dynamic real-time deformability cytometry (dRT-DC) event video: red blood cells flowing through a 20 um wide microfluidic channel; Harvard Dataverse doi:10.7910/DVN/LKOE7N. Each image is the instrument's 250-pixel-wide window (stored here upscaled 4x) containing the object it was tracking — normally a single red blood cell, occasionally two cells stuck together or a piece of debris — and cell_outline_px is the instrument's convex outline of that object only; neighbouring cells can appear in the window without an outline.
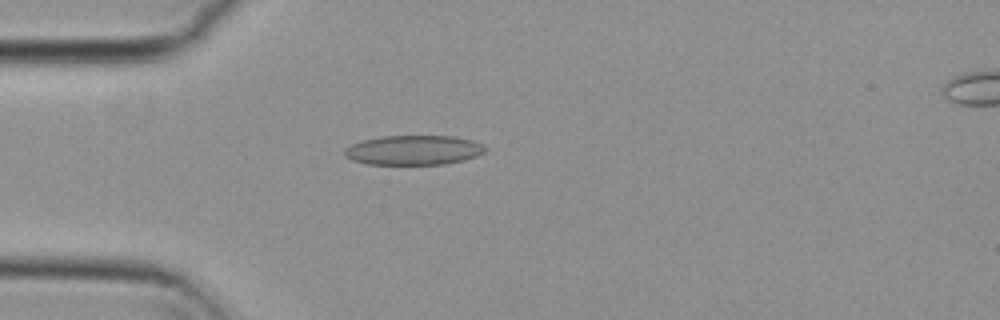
{"species": "common noctule bat (a hibernating species)", "species_latin": "Nyctalus noctula", "temperature_condition": "cold", "stored_images_in_passage": 47, "camera_frame_rate_fps": 3000, "um_per_image_px": 0.085, "animal": {"sex": "female", "body_mass_g": 29.2, "forearm_length_mm": 56.3}, "frame": {"image": 1, "passage_image": 15, "time_ms": 4.667, "image_size_px": [1000, 320], "cell_outline_px": [[488, 148], [484, 152], [476, 156], [444, 164], [368, 164], [352, 160], [344, 156], [344, 148], [352, 144], [364, 140], [380, 136], [452, 136], [472, 140]], "centroid_in_image_um": [35.12, 12.75], "position_along_channel_um": 49.9, "area_um2": 24.1}}
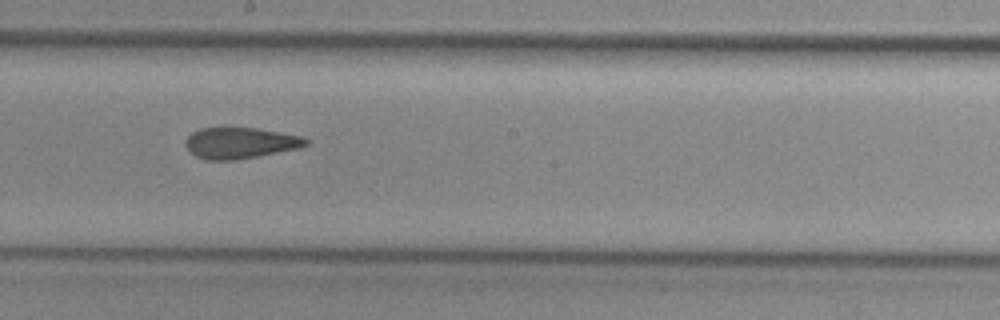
{"frame": {"image": 2, "passage_image": 30, "time_ms": 9.667, "image_size_px": [1000, 320], "cell_outline_px": [[308, 144], [300, 148], [236, 160], [208, 160], [196, 156], [184, 144], [184, 140], [192, 132], [200, 128], [256, 128], [304, 136], [308, 140]], "centroid_in_image_um": [20.43, 12.15], "position_along_channel_um": 227.8, "area_um2": 21.79}}
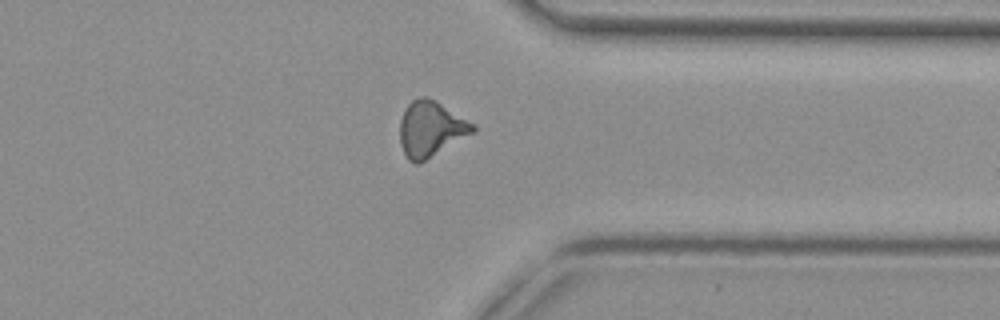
{"frame": {"image": 3, "passage_image": 42, "time_ms": 13.667, "image_size_px": [1000, 320], "cell_outline_px": [[476, 128], [472, 132], [420, 164], [416, 164], [408, 160], [400, 144], [400, 120], [408, 104], [412, 100], [420, 96], [424, 96], [436, 100], [476, 124]], "centroid_in_image_um": [36.6, 10.95], "position_along_channel_um": 374.8, "area_um2": 23.52}, "authors_computed_cell_mechanics": {"area_um2": 22.7732, "velocity_mm_per_s": 3.7775, "shape_relaxation_time_tau1_ms": null, "shape_relaxation_time_tau2_ms": 3.0151, "deformation_change_tau1": null, "deformation_change_tau2": 0.1191}}